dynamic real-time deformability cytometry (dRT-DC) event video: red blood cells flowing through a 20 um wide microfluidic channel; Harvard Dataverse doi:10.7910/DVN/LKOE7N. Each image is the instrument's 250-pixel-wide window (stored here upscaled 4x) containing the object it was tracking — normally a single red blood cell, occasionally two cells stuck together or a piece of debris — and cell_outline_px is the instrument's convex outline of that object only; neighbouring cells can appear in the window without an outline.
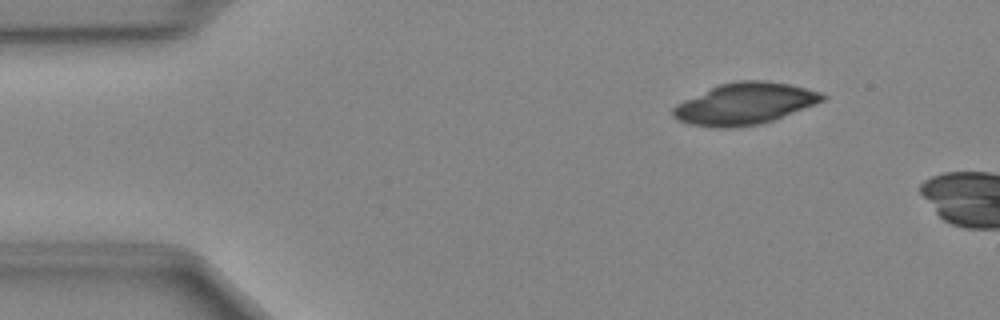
{"species": "Egyptian fruit bat (a non-hibernating species)", "species_latin": "Rousettus aegyptiacus", "temperature_condition": "cold", "stored_images_in_passage": 9, "camera_frame_rate_fps": 3000, "um_per_image_px": 0.085, "animal": {"sex": "female"}, "frame": {"image": 1, "passage_image": 6, "time_ms": 1.667, "image_size_px": [1000, 320], "cell_outline_px": [[828, 96], [824, 100], [772, 120], [760, 124], [736, 128], [716, 128], [688, 124], [676, 120], [672, 116], [672, 108], [676, 104], [684, 100], [720, 84], [740, 80], [764, 80], [788, 84], [820, 92]], "centroid_in_image_um": [63.25, 8.83], "position_along_channel_um": 21.8, "area_um2": 35.95}}